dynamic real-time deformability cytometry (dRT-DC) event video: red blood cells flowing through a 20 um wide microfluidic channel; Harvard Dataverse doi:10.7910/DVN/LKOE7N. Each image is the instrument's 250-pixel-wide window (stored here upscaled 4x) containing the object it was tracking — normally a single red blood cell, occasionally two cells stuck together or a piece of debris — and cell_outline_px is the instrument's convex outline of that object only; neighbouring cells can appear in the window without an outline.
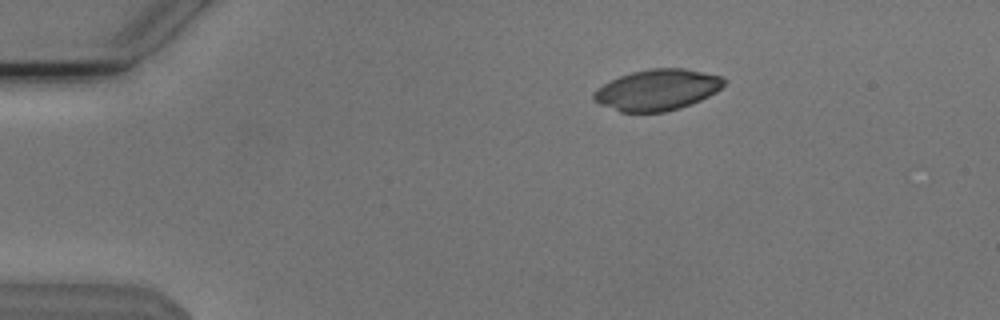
{"species": "Egyptian fruit bat (a non-hibernating species)", "species_latin": "Rousettus aegyptiacus", "temperature_condition": "cold", "stored_images_in_passage": 46, "camera_frame_rate_fps": 3000, "um_per_image_px": 0.085, "animal": {"sex": "male"}, "frame": {"image": 1, "passage_image": 2, "time_ms": 0.333, "image_size_px": [1000, 320], "cell_outline_px": [[728, 80], [716, 92], [700, 100], [680, 108], [664, 112], [620, 112], [600, 104], [592, 100], [592, 92], [596, 88], [620, 76], [632, 72], [648, 68], [684, 68], [720, 76]], "centroid_in_image_um": [55.84, 7.64], "position_along_channel_um": 29.2, "area_um2": 31.15}}
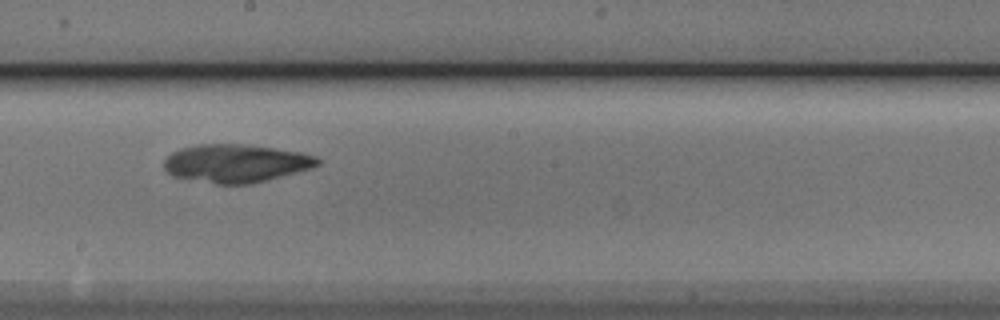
{"frame": {"image": 2, "passage_image": 23, "time_ms": 7.333, "image_size_px": [1000, 320], "cell_outline_px": [[320, 164], [312, 168], [248, 184], [216, 184], [172, 176], [164, 168], [164, 160], [172, 152], [180, 148], [196, 144], [240, 144], [272, 148], [300, 152], [316, 156], [320, 160]], "centroid_in_image_um": [20.02, 13.88], "position_along_channel_um": 228.2, "area_um2": 33.87}}
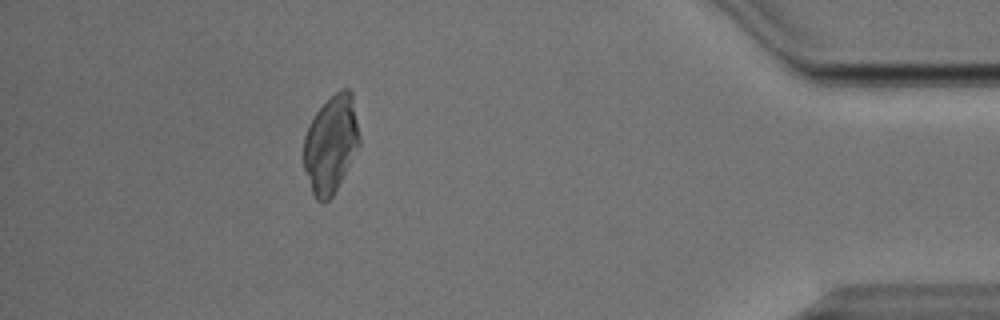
{"frame": {"image": 3, "passage_image": 41, "time_ms": 13.333, "image_size_px": [1000, 320], "cell_outline_px": [[360, 144], [332, 196], [324, 204], [316, 200], [312, 192], [304, 168], [304, 136], [308, 124], [316, 112], [340, 88], [348, 88], [352, 92], [360, 140]], "centroid_in_image_um": [28.12, 12.24], "position_along_channel_um": 407.1, "area_um2": 31.39}}